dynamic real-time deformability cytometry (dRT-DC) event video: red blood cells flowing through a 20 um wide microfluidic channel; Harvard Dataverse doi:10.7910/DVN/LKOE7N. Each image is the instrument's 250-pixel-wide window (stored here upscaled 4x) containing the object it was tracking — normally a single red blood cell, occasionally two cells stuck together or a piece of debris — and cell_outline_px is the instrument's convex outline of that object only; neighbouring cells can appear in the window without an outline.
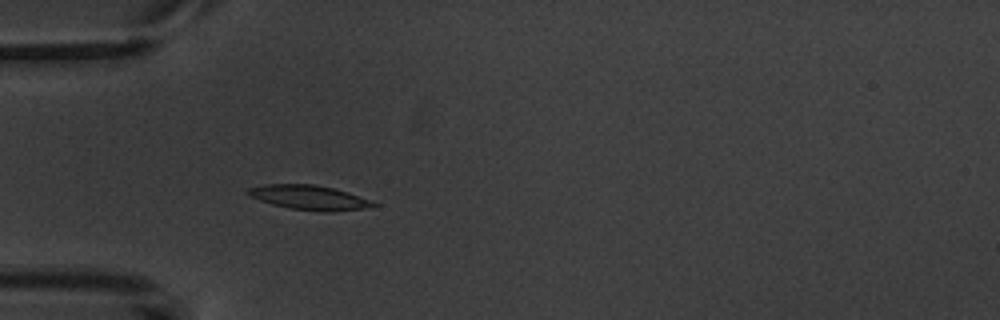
{"species": "common noctule bat (a hibernating species)", "species_latin": "Nyctalus noctula", "temperature_condition": "warm", "stored_images_in_passage": 4, "camera_frame_rate_fps": 3000, "um_per_image_px": 0.085, "animal": {"sex": "male", "body_mass_g": 20.1, "forearm_length_mm": 53.5}, "frame": {"image": 1, "passage_image": 4, "time_ms": 5.333, "image_size_px": [1000, 320], "cell_outline_px": [[380, 204], [376, 208], [332, 212], [324, 212], [288, 208], [272, 204], [248, 196], [244, 192], [248, 188], [264, 184], [316, 184], [348, 192], [372, 200]], "centroid_in_image_um": [26.35, 16.8], "position_along_channel_um": 58.6, "area_um2": 18.44}}